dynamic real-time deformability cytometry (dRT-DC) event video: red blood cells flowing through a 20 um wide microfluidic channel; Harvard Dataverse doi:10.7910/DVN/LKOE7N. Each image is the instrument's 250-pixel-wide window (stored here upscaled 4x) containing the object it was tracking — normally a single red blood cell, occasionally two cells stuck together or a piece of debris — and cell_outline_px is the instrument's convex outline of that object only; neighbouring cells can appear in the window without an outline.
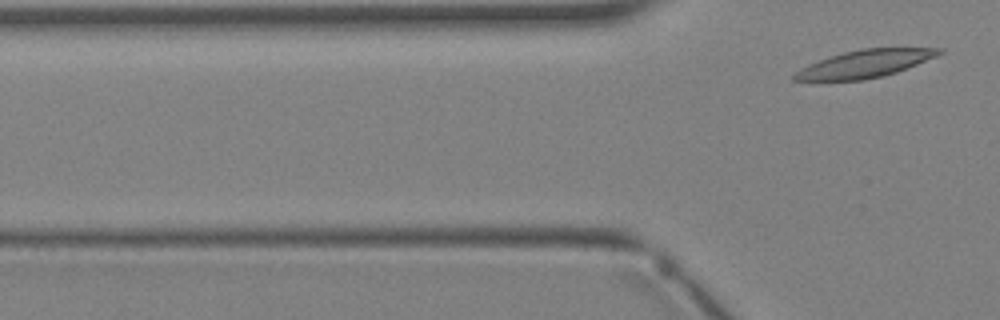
{"species": "Egyptian fruit bat (a non-hibernating species)", "species_latin": "Rousettus aegyptiacus", "temperature_condition": "warm", "stored_images_in_passage": 5, "segment_of_instrument_passage": [2, 2], "camera_frame_rate_fps": 3000, "um_per_image_px": 0.085, "animal": {"sex": "female"}, "frame": {"image": 1, "passage_image": 5, "time_ms": 4.667, "image_size_px": [1000, 320], "cell_outline_px": [[944, 52], [936, 56], [896, 72], [864, 80], [792, 80], [792, 76], [800, 68], [808, 64], [844, 52], [860, 48], [944, 48]], "centroid_in_image_um": [73.51, 5.41], "position_along_channel_um": 52.3, "area_um2": 22.83}}